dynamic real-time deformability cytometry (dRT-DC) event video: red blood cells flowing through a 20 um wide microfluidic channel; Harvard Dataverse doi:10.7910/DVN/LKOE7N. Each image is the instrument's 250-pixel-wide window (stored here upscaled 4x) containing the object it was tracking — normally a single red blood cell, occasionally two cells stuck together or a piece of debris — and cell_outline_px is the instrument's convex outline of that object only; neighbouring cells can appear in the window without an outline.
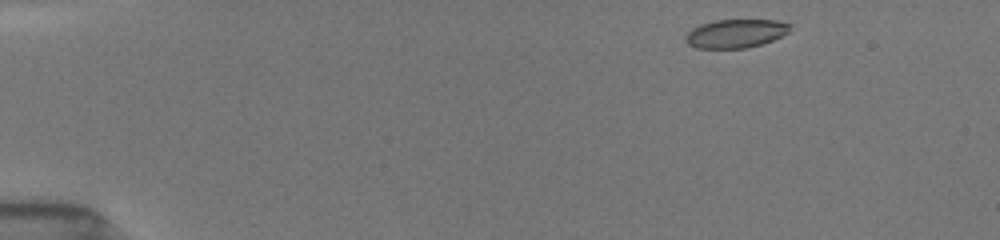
{"species": "common noctule bat (a hibernating species)", "species_latin": "Nyctalus noctula", "temperature_condition": "room temperature", "stored_images_in_passage": 47, "camera_frame_rate_fps": 3000, "um_per_image_px": 0.085, "animal": {"sex": "female", "body_mass_g": 19.5, "forearm_length_mm": 54.1}, "frame": {"image": 1, "passage_image": 1, "time_ms": 0.0, "image_size_px": [1000, 240], "cell_outline_px": [[792, 24], [788, 32], [772, 40], [748, 48], [696, 48], [688, 44], [684, 40], [688, 32], [692, 28], [700, 24], [716, 20], [776, 20]], "centroid_in_image_um": [62.51, 2.84], "position_along_channel_um": 22.5, "area_um2": 17.34}}
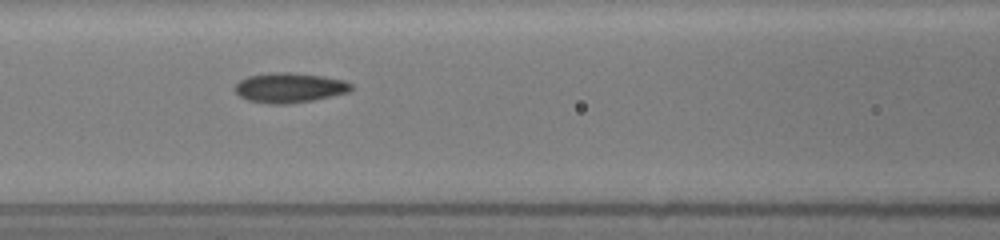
{"frame": {"image": 2, "passage_image": 18, "time_ms": 5.667, "image_size_px": [1000, 240], "cell_outline_px": [[352, 88], [348, 92], [332, 96], [312, 100], [288, 104], [268, 104], [248, 100], [240, 96], [236, 92], [236, 84], [240, 80], [248, 76], [268, 72], [292, 72], [324, 76], [344, 80], [352, 84]], "centroid_in_image_um": [24.61, 7.45], "position_along_channel_um": 142.0, "area_um2": 20.29}}
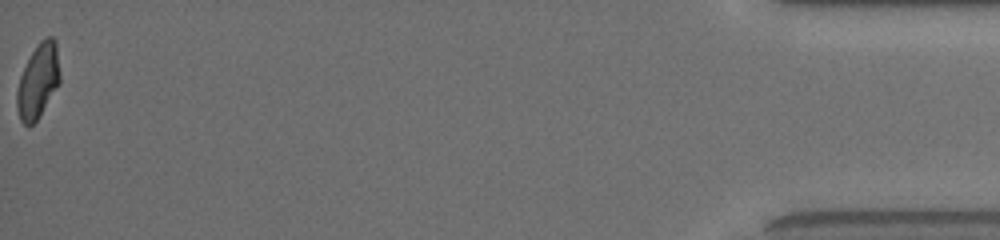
{"frame": {"image": 3, "passage_image": 47, "time_ms": 15.333, "image_size_px": [1000, 240], "cell_outline_px": [[60, 80], [36, 120], [28, 128], [20, 120], [16, 108], [16, 92], [20, 76], [32, 52], [40, 40], [48, 36], [52, 36], [56, 40], [60, 72]], "centroid_in_image_um": [3.22, 6.86], "position_along_channel_um": 432.0, "area_um2": 18.38}, "authors_computed_cell_mechanics": {"area_um2": 18.9584, "velocity_mm_per_s": 3.9139, "shape_relaxation_time_tau1_ms": 8.5937, "shape_relaxation_time_tau2_ms": 1.8614, "deformation_change_tau1": 0.189, "deformation_change_tau2": 0.0673}}